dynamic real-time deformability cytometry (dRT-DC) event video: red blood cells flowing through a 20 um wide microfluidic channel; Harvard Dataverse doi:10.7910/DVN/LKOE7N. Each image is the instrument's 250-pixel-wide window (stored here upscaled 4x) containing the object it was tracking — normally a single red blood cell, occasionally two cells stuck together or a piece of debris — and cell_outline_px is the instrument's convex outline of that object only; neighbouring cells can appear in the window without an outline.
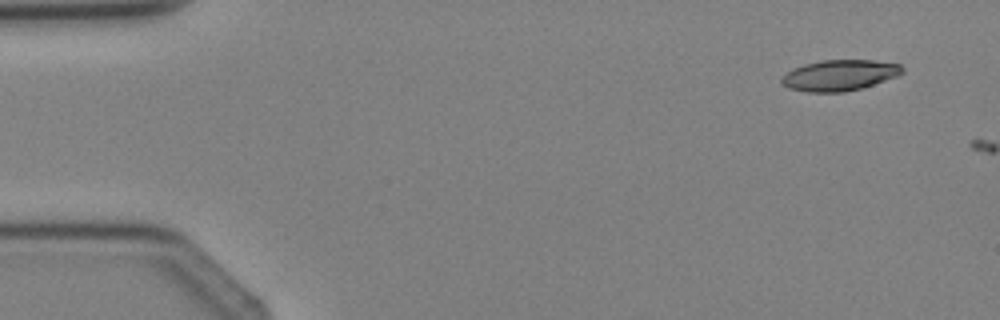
{"species": "Egyptian fruit bat (a non-hibernating species)", "species_latin": "Rousettus aegyptiacus", "temperature_condition": "cold", "stored_images_in_passage": 4, "segment_of_instrument_passage": [2, 2], "camera_frame_rate_fps": 3000, "um_per_image_px": 0.085, "animal": {"sex": "female"}, "frame": {"image": 1, "passage_image": 4, "time_ms": 3.667, "image_size_px": [1000, 320], "cell_outline_px": [[904, 72], [900, 76], [860, 88], [844, 92], [808, 92], [788, 88], [780, 80], [792, 68], [804, 64], [820, 60], [872, 60], [900, 64], [904, 68]], "centroid_in_image_um": [71.39, 6.39], "position_along_channel_um": 13.6, "area_um2": 21.73}}